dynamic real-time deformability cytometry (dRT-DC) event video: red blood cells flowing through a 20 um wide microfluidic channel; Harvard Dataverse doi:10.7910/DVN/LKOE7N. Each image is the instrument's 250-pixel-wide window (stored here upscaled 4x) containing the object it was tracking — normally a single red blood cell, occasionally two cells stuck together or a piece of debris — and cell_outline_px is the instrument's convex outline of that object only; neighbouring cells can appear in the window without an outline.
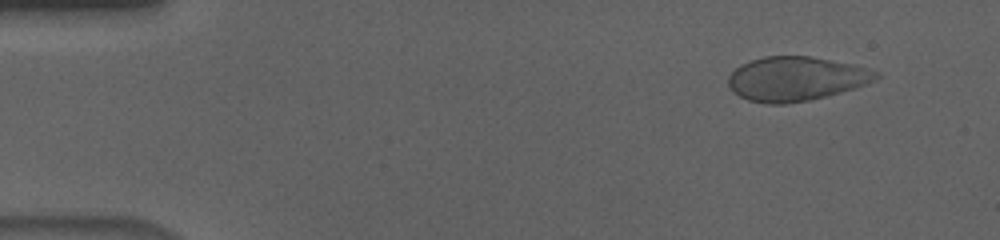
{"species": "human", "species_latin": "Homo sapiens", "temperature_condition": "cold", "stored_images_in_passage": 51, "camera_frame_rate_fps": 3000, "um_per_image_px": 0.085, "donor": {"sex": "male"}, "frame": {"image": 1, "passage_image": 1, "time_ms": 0.0, "image_size_px": [1000, 240], "cell_outline_px": [[880, 76], [856, 88], [808, 100], [784, 104], [768, 104], [748, 100], [732, 92], [728, 84], [728, 76], [740, 64], [748, 60], [764, 56], [808, 56], [852, 64], [868, 68], [880, 72]], "centroid_in_image_um": [67.61, 6.69], "position_along_channel_um": 17.4, "area_um2": 37.97}}
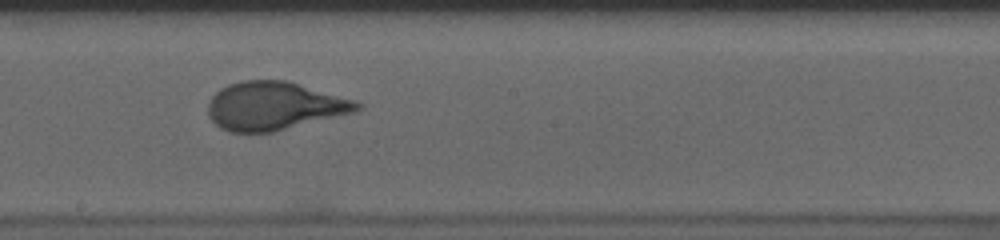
{"frame": {"image": 2, "passage_image": 27, "time_ms": 8.667, "image_size_px": [1000, 240], "cell_outline_px": [[364, 108], [356, 112], [272, 132], [228, 132], [220, 128], [208, 116], [208, 100], [220, 88], [228, 84], [244, 80], [288, 80], [356, 100], [364, 104]], "centroid_in_image_um": [23.34, 9.0], "position_along_channel_um": 224.9, "area_um2": 42.31}}
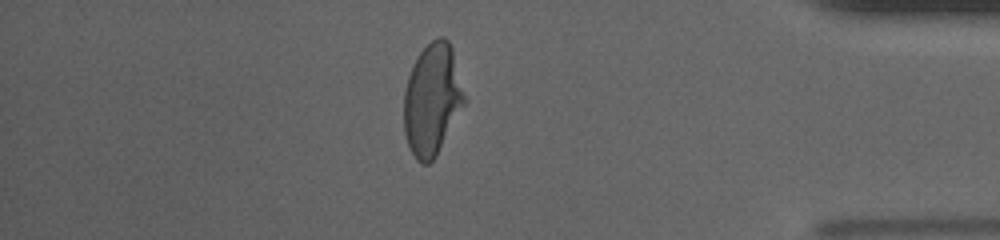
{"frame": {"image": 3, "passage_image": 44, "time_ms": 14.333, "image_size_px": [1000, 240], "cell_outline_px": [[464, 104], [436, 156], [428, 164], [420, 164], [416, 160], [408, 144], [404, 132], [404, 92], [408, 76], [412, 64], [420, 52], [432, 40], [440, 36], [444, 36], [448, 40], [452, 48], [464, 96]], "centroid_in_image_um": [36.7, 8.46], "position_along_channel_um": 398.5, "area_um2": 38.84}}